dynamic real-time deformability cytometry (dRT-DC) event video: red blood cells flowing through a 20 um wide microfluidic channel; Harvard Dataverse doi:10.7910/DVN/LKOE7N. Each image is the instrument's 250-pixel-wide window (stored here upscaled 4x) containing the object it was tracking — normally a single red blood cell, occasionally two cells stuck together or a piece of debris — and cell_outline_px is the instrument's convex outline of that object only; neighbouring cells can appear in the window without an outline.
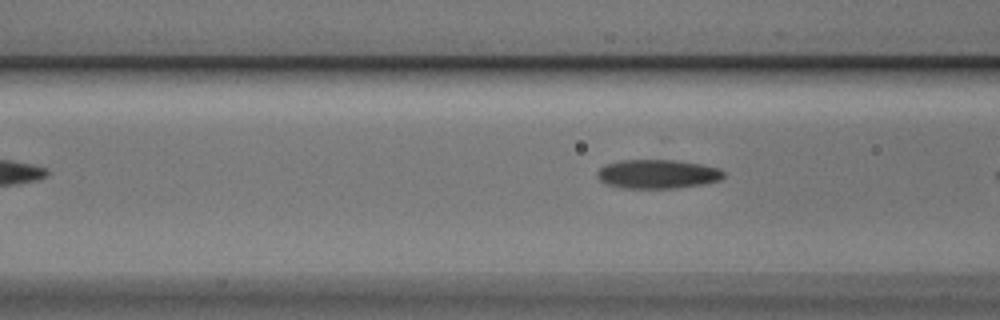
{"species": "Egyptian fruit bat (a non-hibernating species)", "species_latin": "Rousettus aegyptiacus", "temperature_condition": "cold", "stored_images_in_passage": 5, "camera_frame_rate_fps": 3000, "um_per_image_px": 0.085, "animal": {"sex": "male"}, "frame": {"image": 1, "passage_image": 5, "time_ms": 1.333, "image_size_px": [1000, 320], "cell_outline_px": [[724, 176], [720, 180], [704, 184], [676, 188], [620, 188], [604, 184], [596, 176], [596, 172], [604, 164], [624, 160], [672, 160], [700, 164], [720, 168], [724, 172]], "centroid_in_image_um": [55.86, 14.8], "position_along_channel_um": 110.7, "area_um2": 21.5}}